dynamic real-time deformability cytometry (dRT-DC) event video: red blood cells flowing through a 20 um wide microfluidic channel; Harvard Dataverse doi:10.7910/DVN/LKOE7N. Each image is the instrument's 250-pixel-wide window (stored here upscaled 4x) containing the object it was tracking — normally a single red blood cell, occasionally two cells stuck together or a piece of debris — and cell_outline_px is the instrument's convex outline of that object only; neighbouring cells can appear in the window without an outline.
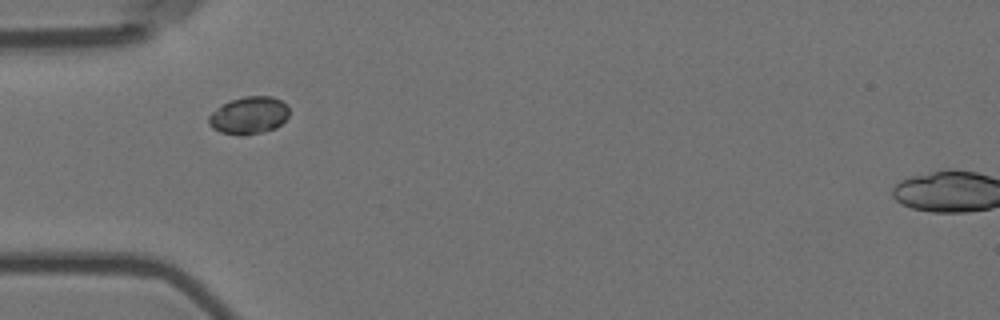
{"species": "Egyptian fruit bat (a non-hibernating species)", "species_latin": "Rousettus aegyptiacus", "temperature_condition": "room temperature", "stored_images_in_passage": 4, "camera_frame_rate_fps": 3000, "um_per_image_px": 0.085, "animal": {"sex": "female"}, "frame": {"image": 1, "passage_image": 1, "time_ms": 0.0, "image_size_px": [1000, 320], "cell_outline_px": [[288, 116], [276, 128], [260, 132], [240, 136], [220, 132], [212, 128], [208, 124], [208, 116], [212, 112], [224, 104], [232, 100], [244, 96], [272, 96], [288, 104]], "centroid_in_image_um": [21.15, 9.81], "position_along_channel_um": 63.8, "area_um2": 17.46}}
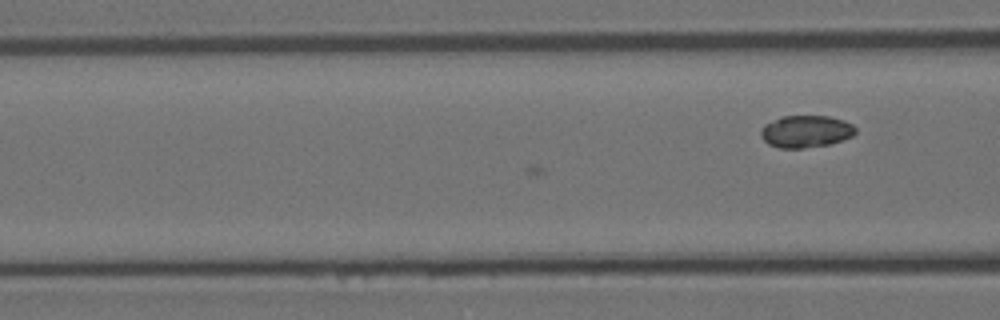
{"frame": {"image": 2, "passage_image": 4, "time_ms": 1.0, "image_size_px": [1000, 320], "cell_outline_px": [[856, 132], [852, 136], [828, 144], [804, 148], [780, 148], [768, 144], [760, 136], [760, 132], [764, 124], [780, 116], [828, 116], [844, 120], [852, 124], [856, 128]], "centroid_in_image_um": [68.47, 11.16], "position_along_channel_um": 98.1, "area_um2": 17.74}}